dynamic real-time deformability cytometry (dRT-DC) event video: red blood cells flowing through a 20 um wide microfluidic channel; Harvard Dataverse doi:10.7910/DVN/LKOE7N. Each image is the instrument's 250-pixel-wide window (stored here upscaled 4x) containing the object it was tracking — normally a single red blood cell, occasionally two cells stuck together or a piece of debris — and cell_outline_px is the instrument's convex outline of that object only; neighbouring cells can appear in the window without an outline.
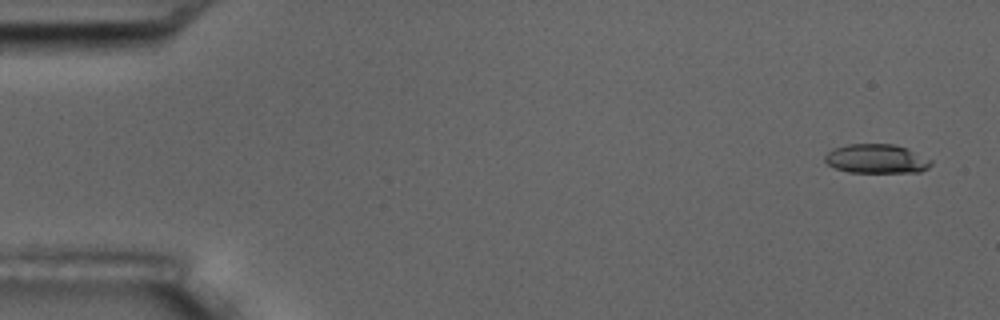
{"species": "common noctule bat (a hibernating species)", "species_latin": "Nyctalus noctula", "temperature_condition": "room temperature", "stored_images_in_passage": 6, "camera_frame_rate_fps": 3000, "um_per_image_px": 0.085, "animal": {"sex": "male", "body_mass_g": 17.5, "forearm_length_mm": 52.3}, "frame": {"image": 1, "passage_image": 1, "time_ms": 0.0, "image_size_px": [1000, 320], "cell_outline_px": [[932, 164], [928, 168], [920, 172], [848, 172], [836, 168], [828, 164], [824, 160], [824, 156], [832, 148], [848, 144], [892, 144], [908, 148], [932, 160]], "centroid_in_image_um": [74.5, 13.49], "position_along_channel_um": 10.5, "area_um2": 18.09}}
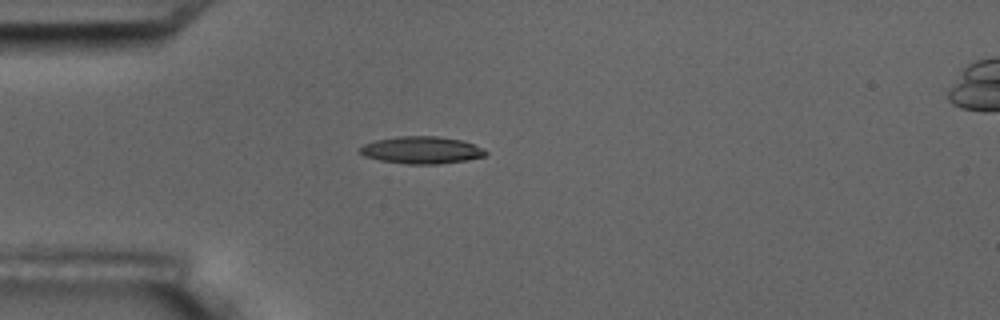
{"frame": {"image": 2, "passage_image": 5, "time_ms": 4.333, "image_size_px": [1000, 320], "cell_outline_px": [[488, 152], [484, 156], [468, 160], [436, 164], [408, 164], [380, 160], [364, 156], [360, 152], [360, 148], [364, 144], [376, 140], [396, 136], [436, 136], [460, 140], [484, 148]], "centroid_in_image_um": [35.84, 12.76], "position_along_channel_um": 49.2, "area_um2": 19.83}}